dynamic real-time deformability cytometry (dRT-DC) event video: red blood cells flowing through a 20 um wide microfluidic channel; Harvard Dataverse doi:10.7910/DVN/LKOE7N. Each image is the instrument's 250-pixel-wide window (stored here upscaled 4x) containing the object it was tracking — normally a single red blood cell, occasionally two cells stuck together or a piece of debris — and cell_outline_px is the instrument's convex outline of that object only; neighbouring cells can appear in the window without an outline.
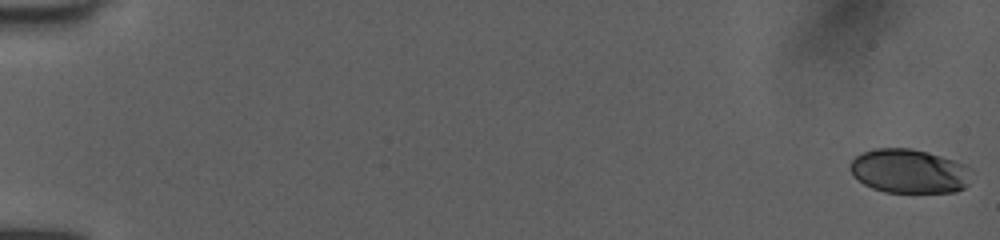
{"species": "human", "species_latin": "Homo sapiens", "temperature_condition": "room temperature", "stored_images_in_passage": 52, "camera_frame_rate_fps": 3000, "um_per_image_px": 0.085, "donor": {"sex": "female"}, "frame": {"image": 1, "passage_image": 1, "time_ms": 0.0, "image_size_px": [1000, 240], "cell_outline_px": [[968, 184], [964, 188], [956, 192], [884, 192], [872, 188], [864, 184], [852, 176], [848, 168], [852, 160], [856, 156], [872, 148], [912, 148], [928, 152], [964, 164], [968, 168]], "centroid_in_image_um": [77.21, 14.55], "position_along_channel_um": 7.8, "area_um2": 31.15}}
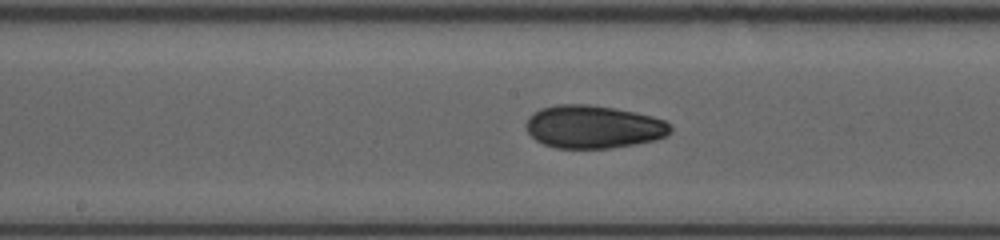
{"frame": {"image": 2, "passage_image": 29, "time_ms": 9.333, "image_size_px": [1000, 240], "cell_outline_px": [[672, 132], [668, 136], [656, 140], [612, 148], [556, 148], [544, 144], [536, 140], [528, 132], [524, 124], [528, 116], [540, 108], [556, 104], [588, 104], [616, 108], [636, 112], [652, 116], [664, 120], [672, 124]], "centroid_in_image_um": [50.46, 10.77], "position_along_channel_um": 197.7, "area_um2": 36.65}}
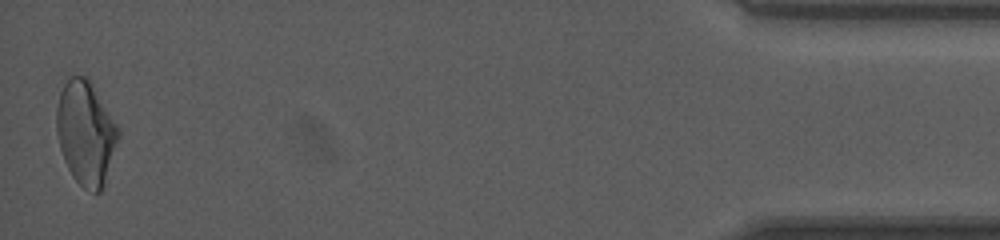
{"frame": {"image": 3, "passage_image": 52, "time_ms": 17.0, "image_size_px": [1000, 240], "cell_outline_px": [[120, 136], [104, 188], [100, 192], [92, 192], [84, 188], [72, 176], [64, 160], [60, 148], [56, 132], [56, 108], [60, 92], [64, 84], [72, 76], [84, 76], [92, 84], [120, 128]], "centroid_in_image_um": [7.31, 11.33], "position_along_channel_um": 427.9, "area_um2": 37.57}, "authors_computed_cell_mechanics": {"area_um2": 34.7089, "velocity_mm_per_s": 4.04, "shape_relaxation_time_tau1_ms": 5.0394, "shape_relaxation_time_tau2_ms": 2.2297, "deformation_change_tau1": 0.1485, "deformation_change_tau2": 0.0702}}